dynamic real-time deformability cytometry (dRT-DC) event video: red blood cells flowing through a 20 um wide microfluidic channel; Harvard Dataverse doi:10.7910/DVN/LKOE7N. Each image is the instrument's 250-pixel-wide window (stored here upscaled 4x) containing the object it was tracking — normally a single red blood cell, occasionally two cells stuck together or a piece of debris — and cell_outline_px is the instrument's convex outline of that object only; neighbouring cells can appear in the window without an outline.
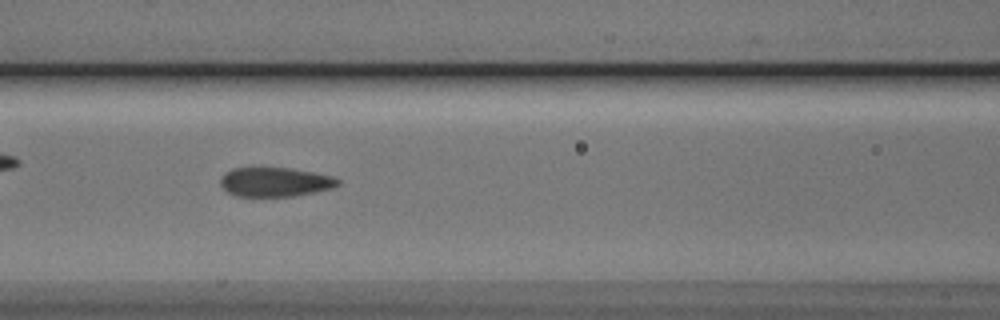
{"species": "Egyptian fruit bat (a non-hibernating species)", "species_latin": "Rousettus aegyptiacus", "temperature_condition": "cold", "stored_images_in_passage": 38, "camera_frame_rate_fps": 3000, "um_per_image_px": 0.085, "animal": {"sex": "male"}, "frame": {"image": 1, "passage_image": 17, "time_ms": 5.333, "image_size_px": [1000, 320], "cell_outline_px": [[340, 184], [332, 188], [316, 192], [292, 196], [236, 196], [228, 192], [220, 184], [220, 180], [224, 172], [232, 168], [260, 164], [292, 168], [332, 176], [340, 180]], "centroid_in_image_um": [23.33, 15.41], "position_along_channel_um": 143.3, "area_um2": 20.87}}
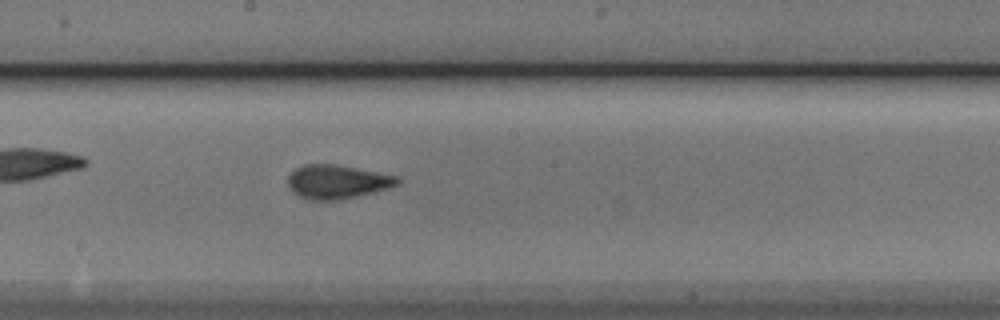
{"frame": {"image": 2, "passage_image": 23, "time_ms": 7.333, "image_size_px": [1000, 320], "cell_outline_px": [[400, 184], [388, 188], [356, 196], [336, 200], [312, 200], [300, 196], [292, 192], [288, 188], [288, 176], [296, 168], [304, 164], [336, 164], [400, 176]], "centroid_in_image_um": [28.66, 15.44], "position_along_channel_um": 219.5, "area_um2": 21.62}}
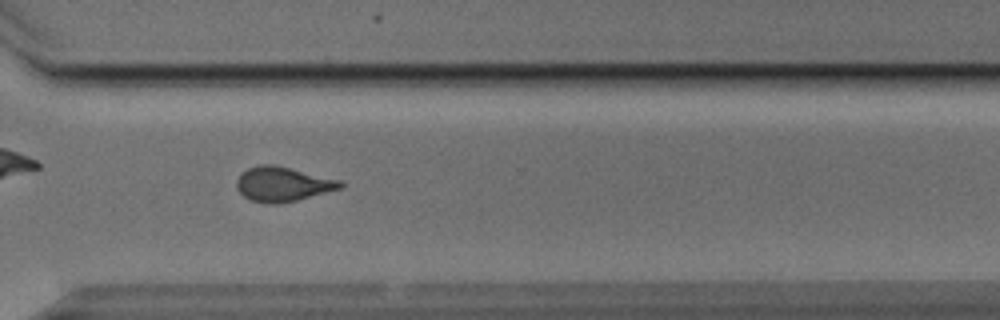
{"frame": {"image": 3, "passage_image": 33, "time_ms": 10.667, "image_size_px": [1000, 320], "cell_outline_px": [[344, 188], [280, 204], [268, 204], [252, 200], [244, 196], [236, 188], [236, 180], [248, 168], [260, 164], [272, 164], [340, 180], [344, 184]], "centroid_in_image_um": [24.04, 15.66], "position_along_channel_um": 346.6, "area_um2": 20.75}}